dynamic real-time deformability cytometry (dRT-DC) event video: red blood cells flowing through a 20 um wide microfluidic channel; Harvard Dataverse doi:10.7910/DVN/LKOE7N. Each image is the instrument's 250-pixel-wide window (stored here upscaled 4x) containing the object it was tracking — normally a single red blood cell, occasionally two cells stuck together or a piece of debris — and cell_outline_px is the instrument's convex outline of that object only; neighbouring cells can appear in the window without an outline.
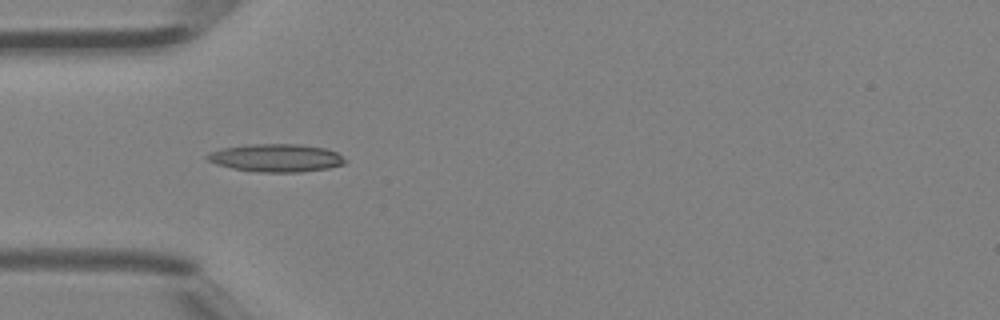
{"species": "Egyptian fruit bat (a non-hibernating species)", "species_latin": "Rousettus aegyptiacus", "temperature_condition": "room temperature", "stored_images_in_passage": 5, "camera_frame_rate_fps": 3000, "um_per_image_px": 0.085, "animal": {"sex": "female"}, "frame": {"image": 1, "passage_image": 4, "time_ms": 1.0, "image_size_px": [1000, 320], "cell_outline_px": [[344, 164], [328, 168], [300, 172], [260, 172], [232, 168], [216, 164], [208, 160], [204, 156], [208, 152], [220, 148], [248, 144], [300, 144], [324, 148], [336, 152], [344, 160]], "centroid_in_image_um": [23.4, 13.41], "position_along_channel_um": 61.6, "area_um2": 22.37}}
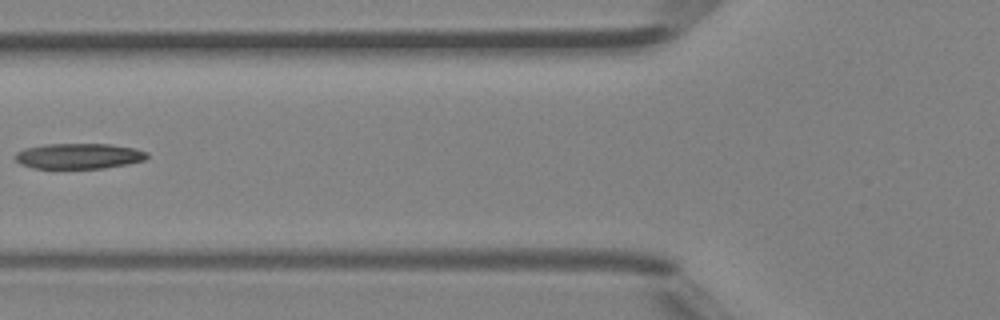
{"frame": {"image": 2, "passage_image": 5, "time_ms": 1.333, "image_size_px": [1000, 320], "cell_outline_px": [[148, 156], [144, 160], [104, 168], [32, 168], [20, 164], [12, 156], [16, 152], [24, 148], [44, 144], [112, 144], [136, 148], [148, 152]], "centroid_in_image_um": [6.66, 13.25], "position_along_channel_um": 119.1, "area_um2": 19.71}}